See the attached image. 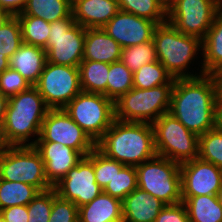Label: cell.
<instances>
[{
    "label": "cell",
    "mask_w": 222,
    "mask_h": 222,
    "mask_svg": "<svg viewBox=\"0 0 222 222\" xmlns=\"http://www.w3.org/2000/svg\"><path fill=\"white\" fill-rule=\"evenodd\" d=\"M49 220V222H78V207L73 202L59 197L53 187Z\"/></svg>",
    "instance_id": "cell-38"
},
{
    "label": "cell",
    "mask_w": 222,
    "mask_h": 222,
    "mask_svg": "<svg viewBox=\"0 0 222 222\" xmlns=\"http://www.w3.org/2000/svg\"><path fill=\"white\" fill-rule=\"evenodd\" d=\"M133 88V72L121 61L109 64L107 97L114 102Z\"/></svg>",
    "instance_id": "cell-31"
},
{
    "label": "cell",
    "mask_w": 222,
    "mask_h": 222,
    "mask_svg": "<svg viewBox=\"0 0 222 222\" xmlns=\"http://www.w3.org/2000/svg\"><path fill=\"white\" fill-rule=\"evenodd\" d=\"M198 158L222 169V131L217 127L199 136Z\"/></svg>",
    "instance_id": "cell-34"
},
{
    "label": "cell",
    "mask_w": 222,
    "mask_h": 222,
    "mask_svg": "<svg viewBox=\"0 0 222 222\" xmlns=\"http://www.w3.org/2000/svg\"><path fill=\"white\" fill-rule=\"evenodd\" d=\"M174 82L175 79L158 60L141 66L133 73V87L138 89H149Z\"/></svg>",
    "instance_id": "cell-29"
},
{
    "label": "cell",
    "mask_w": 222,
    "mask_h": 222,
    "mask_svg": "<svg viewBox=\"0 0 222 222\" xmlns=\"http://www.w3.org/2000/svg\"><path fill=\"white\" fill-rule=\"evenodd\" d=\"M28 222H49L52 210V188L40 193L27 205Z\"/></svg>",
    "instance_id": "cell-37"
},
{
    "label": "cell",
    "mask_w": 222,
    "mask_h": 222,
    "mask_svg": "<svg viewBox=\"0 0 222 222\" xmlns=\"http://www.w3.org/2000/svg\"><path fill=\"white\" fill-rule=\"evenodd\" d=\"M221 5L222 0H171L167 3V21L179 32L202 41Z\"/></svg>",
    "instance_id": "cell-11"
},
{
    "label": "cell",
    "mask_w": 222,
    "mask_h": 222,
    "mask_svg": "<svg viewBox=\"0 0 222 222\" xmlns=\"http://www.w3.org/2000/svg\"><path fill=\"white\" fill-rule=\"evenodd\" d=\"M39 193L40 190L31 184L0 178V211L12 206L28 205Z\"/></svg>",
    "instance_id": "cell-27"
},
{
    "label": "cell",
    "mask_w": 222,
    "mask_h": 222,
    "mask_svg": "<svg viewBox=\"0 0 222 222\" xmlns=\"http://www.w3.org/2000/svg\"><path fill=\"white\" fill-rule=\"evenodd\" d=\"M0 178L31 184L40 191L53 186L45 175V165L34 146H8L0 156Z\"/></svg>",
    "instance_id": "cell-9"
},
{
    "label": "cell",
    "mask_w": 222,
    "mask_h": 222,
    "mask_svg": "<svg viewBox=\"0 0 222 222\" xmlns=\"http://www.w3.org/2000/svg\"><path fill=\"white\" fill-rule=\"evenodd\" d=\"M157 25L154 21L120 10L103 29L124 48L152 40Z\"/></svg>",
    "instance_id": "cell-16"
},
{
    "label": "cell",
    "mask_w": 222,
    "mask_h": 222,
    "mask_svg": "<svg viewBox=\"0 0 222 222\" xmlns=\"http://www.w3.org/2000/svg\"><path fill=\"white\" fill-rule=\"evenodd\" d=\"M9 68V58L0 53V74Z\"/></svg>",
    "instance_id": "cell-46"
},
{
    "label": "cell",
    "mask_w": 222,
    "mask_h": 222,
    "mask_svg": "<svg viewBox=\"0 0 222 222\" xmlns=\"http://www.w3.org/2000/svg\"><path fill=\"white\" fill-rule=\"evenodd\" d=\"M34 86L50 109L64 108L82 91L79 68L46 62Z\"/></svg>",
    "instance_id": "cell-12"
},
{
    "label": "cell",
    "mask_w": 222,
    "mask_h": 222,
    "mask_svg": "<svg viewBox=\"0 0 222 222\" xmlns=\"http://www.w3.org/2000/svg\"><path fill=\"white\" fill-rule=\"evenodd\" d=\"M33 146L42 158L45 175L52 186L57 184L84 157L75 149L57 142H35Z\"/></svg>",
    "instance_id": "cell-17"
},
{
    "label": "cell",
    "mask_w": 222,
    "mask_h": 222,
    "mask_svg": "<svg viewBox=\"0 0 222 222\" xmlns=\"http://www.w3.org/2000/svg\"><path fill=\"white\" fill-rule=\"evenodd\" d=\"M68 0H27L22 12L16 16H34L51 23L67 18L72 13Z\"/></svg>",
    "instance_id": "cell-26"
},
{
    "label": "cell",
    "mask_w": 222,
    "mask_h": 222,
    "mask_svg": "<svg viewBox=\"0 0 222 222\" xmlns=\"http://www.w3.org/2000/svg\"><path fill=\"white\" fill-rule=\"evenodd\" d=\"M121 11L132 13L161 24L167 21V3L164 0H117Z\"/></svg>",
    "instance_id": "cell-28"
},
{
    "label": "cell",
    "mask_w": 222,
    "mask_h": 222,
    "mask_svg": "<svg viewBox=\"0 0 222 222\" xmlns=\"http://www.w3.org/2000/svg\"><path fill=\"white\" fill-rule=\"evenodd\" d=\"M0 222H7L1 214H0Z\"/></svg>",
    "instance_id": "cell-50"
},
{
    "label": "cell",
    "mask_w": 222,
    "mask_h": 222,
    "mask_svg": "<svg viewBox=\"0 0 222 222\" xmlns=\"http://www.w3.org/2000/svg\"><path fill=\"white\" fill-rule=\"evenodd\" d=\"M174 84H164L149 89L133 87L115 102V119L123 122L153 123L168 113Z\"/></svg>",
    "instance_id": "cell-5"
},
{
    "label": "cell",
    "mask_w": 222,
    "mask_h": 222,
    "mask_svg": "<svg viewBox=\"0 0 222 222\" xmlns=\"http://www.w3.org/2000/svg\"><path fill=\"white\" fill-rule=\"evenodd\" d=\"M77 24L87 28H103L119 11L117 0H77L72 4Z\"/></svg>",
    "instance_id": "cell-18"
},
{
    "label": "cell",
    "mask_w": 222,
    "mask_h": 222,
    "mask_svg": "<svg viewBox=\"0 0 222 222\" xmlns=\"http://www.w3.org/2000/svg\"><path fill=\"white\" fill-rule=\"evenodd\" d=\"M182 197L216 195L222 185V169L195 158L180 164Z\"/></svg>",
    "instance_id": "cell-15"
},
{
    "label": "cell",
    "mask_w": 222,
    "mask_h": 222,
    "mask_svg": "<svg viewBox=\"0 0 222 222\" xmlns=\"http://www.w3.org/2000/svg\"><path fill=\"white\" fill-rule=\"evenodd\" d=\"M153 41L157 60L174 79L204 75L189 71L190 65H194L195 59L199 58L198 53L202 54V41L199 38L179 32L166 21L156 26Z\"/></svg>",
    "instance_id": "cell-4"
},
{
    "label": "cell",
    "mask_w": 222,
    "mask_h": 222,
    "mask_svg": "<svg viewBox=\"0 0 222 222\" xmlns=\"http://www.w3.org/2000/svg\"><path fill=\"white\" fill-rule=\"evenodd\" d=\"M78 222H123L122 201L102 192L78 208Z\"/></svg>",
    "instance_id": "cell-23"
},
{
    "label": "cell",
    "mask_w": 222,
    "mask_h": 222,
    "mask_svg": "<svg viewBox=\"0 0 222 222\" xmlns=\"http://www.w3.org/2000/svg\"><path fill=\"white\" fill-rule=\"evenodd\" d=\"M0 214L7 222H28L27 205H17L2 209Z\"/></svg>",
    "instance_id": "cell-41"
},
{
    "label": "cell",
    "mask_w": 222,
    "mask_h": 222,
    "mask_svg": "<svg viewBox=\"0 0 222 222\" xmlns=\"http://www.w3.org/2000/svg\"><path fill=\"white\" fill-rule=\"evenodd\" d=\"M36 142H57L69 146L86 157L96 144L63 109H49Z\"/></svg>",
    "instance_id": "cell-13"
},
{
    "label": "cell",
    "mask_w": 222,
    "mask_h": 222,
    "mask_svg": "<svg viewBox=\"0 0 222 222\" xmlns=\"http://www.w3.org/2000/svg\"><path fill=\"white\" fill-rule=\"evenodd\" d=\"M137 187L136 167L124 166L122 169H115V176L103 192L122 201Z\"/></svg>",
    "instance_id": "cell-33"
},
{
    "label": "cell",
    "mask_w": 222,
    "mask_h": 222,
    "mask_svg": "<svg viewBox=\"0 0 222 222\" xmlns=\"http://www.w3.org/2000/svg\"><path fill=\"white\" fill-rule=\"evenodd\" d=\"M27 0H0V8L6 10L11 16L22 12Z\"/></svg>",
    "instance_id": "cell-42"
},
{
    "label": "cell",
    "mask_w": 222,
    "mask_h": 222,
    "mask_svg": "<svg viewBox=\"0 0 222 222\" xmlns=\"http://www.w3.org/2000/svg\"><path fill=\"white\" fill-rule=\"evenodd\" d=\"M30 86V83L11 67L0 74V92L7 98L27 90Z\"/></svg>",
    "instance_id": "cell-39"
},
{
    "label": "cell",
    "mask_w": 222,
    "mask_h": 222,
    "mask_svg": "<svg viewBox=\"0 0 222 222\" xmlns=\"http://www.w3.org/2000/svg\"><path fill=\"white\" fill-rule=\"evenodd\" d=\"M106 157L125 166H138L154 158V132L151 123L123 122L115 119L96 143Z\"/></svg>",
    "instance_id": "cell-2"
},
{
    "label": "cell",
    "mask_w": 222,
    "mask_h": 222,
    "mask_svg": "<svg viewBox=\"0 0 222 222\" xmlns=\"http://www.w3.org/2000/svg\"><path fill=\"white\" fill-rule=\"evenodd\" d=\"M71 4H73L77 0H68Z\"/></svg>",
    "instance_id": "cell-51"
},
{
    "label": "cell",
    "mask_w": 222,
    "mask_h": 222,
    "mask_svg": "<svg viewBox=\"0 0 222 222\" xmlns=\"http://www.w3.org/2000/svg\"><path fill=\"white\" fill-rule=\"evenodd\" d=\"M46 62L44 48L23 43L10 57L9 67L19 72L31 86H34L38 82Z\"/></svg>",
    "instance_id": "cell-21"
},
{
    "label": "cell",
    "mask_w": 222,
    "mask_h": 222,
    "mask_svg": "<svg viewBox=\"0 0 222 222\" xmlns=\"http://www.w3.org/2000/svg\"><path fill=\"white\" fill-rule=\"evenodd\" d=\"M190 222H222V205L216 195L182 197Z\"/></svg>",
    "instance_id": "cell-24"
},
{
    "label": "cell",
    "mask_w": 222,
    "mask_h": 222,
    "mask_svg": "<svg viewBox=\"0 0 222 222\" xmlns=\"http://www.w3.org/2000/svg\"><path fill=\"white\" fill-rule=\"evenodd\" d=\"M93 161L96 183L104 189L115 176V169H122L125 165L106 157L96 147L87 155Z\"/></svg>",
    "instance_id": "cell-36"
},
{
    "label": "cell",
    "mask_w": 222,
    "mask_h": 222,
    "mask_svg": "<svg viewBox=\"0 0 222 222\" xmlns=\"http://www.w3.org/2000/svg\"><path fill=\"white\" fill-rule=\"evenodd\" d=\"M213 75L217 83L218 101H222V69L216 71Z\"/></svg>",
    "instance_id": "cell-44"
},
{
    "label": "cell",
    "mask_w": 222,
    "mask_h": 222,
    "mask_svg": "<svg viewBox=\"0 0 222 222\" xmlns=\"http://www.w3.org/2000/svg\"><path fill=\"white\" fill-rule=\"evenodd\" d=\"M217 83L213 74L175 79L169 113L200 136L216 127Z\"/></svg>",
    "instance_id": "cell-1"
},
{
    "label": "cell",
    "mask_w": 222,
    "mask_h": 222,
    "mask_svg": "<svg viewBox=\"0 0 222 222\" xmlns=\"http://www.w3.org/2000/svg\"><path fill=\"white\" fill-rule=\"evenodd\" d=\"M216 127L222 131V101L216 105Z\"/></svg>",
    "instance_id": "cell-45"
},
{
    "label": "cell",
    "mask_w": 222,
    "mask_h": 222,
    "mask_svg": "<svg viewBox=\"0 0 222 222\" xmlns=\"http://www.w3.org/2000/svg\"><path fill=\"white\" fill-rule=\"evenodd\" d=\"M46 51L47 62L79 67L83 60L85 28L77 24L72 13L51 22Z\"/></svg>",
    "instance_id": "cell-10"
},
{
    "label": "cell",
    "mask_w": 222,
    "mask_h": 222,
    "mask_svg": "<svg viewBox=\"0 0 222 222\" xmlns=\"http://www.w3.org/2000/svg\"><path fill=\"white\" fill-rule=\"evenodd\" d=\"M200 73L214 74L222 69V5L216 11L212 26L202 40Z\"/></svg>",
    "instance_id": "cell-22"
},
{
    "label": "cell",
    "mask_w": 222,
    "mask_h": 222,
    "mask_svg": "<svg viewBox=\"0 0 222 222\" xmlns=\"http://www.w3.org/2000/svg\"><path fill=\"white\" fill-rule=\"evenodd\" d=\"M122 47L103 28L85 29L83 60L104 63L120 61Z\"/></svg>",
    "instance_id": "cell-20"
},
{
    "label": "cell",
    "mask_w": 222,
    "mask_h": 222,
    "mask_svg": "<svg viewBox=\"0 0 222 222\" xmlns=\"http://www.w3.org/2000/svg\"><path fill=\"white\" fill-rule=\"evenodd\" d=\"M8 98L0 92V125H2L6 113Z\"/></svg>",
    "instance_id": "cell-43"
},
{
    "label": "cell",
    "mask_w": 222,
    "mask_h": 222,
    "mask_svg": "<svg viewBox=\"0 0 222 222\" xmlns=\"http://www.w3.org/2000/svg\"><path fill=\"white\" fill-rule=\"evenodd\" d=\"M137 185L166 205L182 202L180 164L156 155L136 166Z\"/></svg>",
    "instance_id": "cell-6"
},
{
    "label": "cell",
    "mask_w": 222,
    "mask_h": 222,
    "mask_svg": "<svg viewBox=\"0 0 222 222\" xmlns=\"http://www.w3.org/2000/svg\"><path fill=\"white\" fill-rule=\"evenodd\" d=\"M156 154L182 164L198 158L199 136L189 131L172 114L152 123Z\"/></svg>",
    "instance_id": "cell-8"
},
{
    "label": "cell",
    "mask_w": 222,
    "mask_h": 222,
    "mask_svg": "<svg viewBox=\"0 0 222 222\" xmlns=\"http://www.w3.org/2000/svg\"><path fill=\"white\" fill-rule=\"evenodd\" d=\"M17 17L21 25L23 43L45 48L50 35V23L34 16Z\"/></svg>",
    "instance_id": "cell-30"
},
{
    "label": "cell",
    "mask_w": 222,
    "mask_h": 222,
    "mask_svg": "<svg viewBox=\"0 0 222 222\" xmlns=\"http://www.w3.org/2000/svg\"><path fill=\"white\" fill-rule=\"evenodd\" d=\"M165 206L161 200L137 187L122 200L123 222H154Z\"/></svg>",
    "instance_id": "cell-19"
},
{
    "label": "cell",
    "mask_w": 222,
    "mask_h": 222,
    "mask_svg": "<svg viewBox=\"0 0 222 222\" xmlns=\"http://www.w3.org/2000/svg\"><path fill=\"white\" fill-rule=\"evenodd\" d=\"M63 109L95 144L115 120L114 101L101 93L81 91Z\"/></svg>",
    "instance_id": "cell-7"
},
{
    "label": "cell",
    "mask_w": 222,
    "mask_h": 222,
    "mask_svg": "<svg viewBox=\"0 0 222 222\" xmlns=\"http://www.w3.org/2000/svg\"><path fill=\"white\" fill-rule=\"evenodd\" d=\"M49 109L35 86L8 98L1 125L6 144L33 146L39 138L41 125Z\"/></svg>",
    "instance_id": "cell-3"
},
{
    "label": "cell",
    "mask_w": 222,
    "mask_h": 222,
    "mask_svg": "<svg viewBox=\"0 0 222 222\" xmlns=\"http://www.w3.org/2000/svg\"><path fill=\"white\" fill-rule=\"evenodd\" d=\"M53 188L59 197L73 202L78 208L103 192L96 183L93 161L88 156L83 157Z\"/></svg>",
    "instance_id": "cell-14"
},
{
    "label": "cell",
    "mask_w": 222,
    "mask_h": 222,
    "mask_svg": "<svg viewBox=\"0 0 222 222\" xmlns=\"http://www.w3.org/2000/svg\"><path fill=\"white\" fill-rule=\"evenodd\" d=\"M22 44L20 22L17 16H11L0 26V53L10 59Z\"/></svg>",
    "instance_id": "cell-35"
},
{
    "label": "cell",
    "mask_w": 222,
    "mask_h": 222,
    "mask_svg": "<svg viewBox=\"0 0 222 222\" xmlns=\"http://www.w3.org/2000/svg\"><path fill=\"white\" fill-rule=\"evenodd\" d=\"M157 60L153 39L135 46L124 47L120 61L133 73L141 66Z\"/></svg>",
    "instance_id": "cell-32"
},
{
    "label": "cell",
    "mask_w": 222,
    "mask_h": 222,
    "mask_svg": "<svg viewBox=\"0 0 222 222\" xmlns=\"http://www.w3.org/2000/svg\"><path fill=\"white\" fill-rule=\"evenodd\" d=\"M8 145L6 144L4 137H3V130L0 125V156L3 154V152L7 149Z\"/></svg>",
    "instance_id": "cell-47"
},
{
    "label": "cell",
    "mask_w": 222,
    "mask_h": 222,
    "mask_svg": "<svg viewBox=\"0 0 222 222\" xmlns=\"http://www.w3.org/2000/svg\"><path fill=\"white\" fill-rule=\"evenodd\" d=\"M217 197H218L219 203L222 205V185L218 191Z\"/></svg>",
    "instance_id": "cell-49"
},
{
    "label": "cell",
    "mask_w": 222,
    "mask_h": 222,
    "mask_svg": "<svg viewBox=\"0 0 222 222\" xmlns=\"http://www.w3.org/2000/svg\"><path fill=\"white\" fill-rule=\"evenodd\" d=\"M11 17V15L4 9L0 8V26Z\"/></svg>",
    "instance_id": "cell-48"
},
{
    "label": "cell",
    "mask_w": 222,
    "mask_h": 222,
    "mask_svg": "<svg viewBox=\"0 0 222 222\" xmlns=\"http://www.w3.org/2000/svg\"><path fill=\"white\" fill-rule=\"evenodd\" d=\"M78 68L81 90L87 93H101L107 97L109 63L82 60Z\"/></svg>",
    "instance_id": "cell-25"
},
{
    "label": "cell",
    "mask_w": 222,
    "mask_h": 222,
    "mask_svg": "<svg viewBox=\"0 0 222 222\" xmlns=\"http://www.w3.org/2000/svg\"><path fill=\"white\" fill-rule=\"evenodd\" d=\"M154 222H190L185 205L180 202L166 205Z\"/></svg>",
    "instance_id": "cell-40"
}]
</instances>
